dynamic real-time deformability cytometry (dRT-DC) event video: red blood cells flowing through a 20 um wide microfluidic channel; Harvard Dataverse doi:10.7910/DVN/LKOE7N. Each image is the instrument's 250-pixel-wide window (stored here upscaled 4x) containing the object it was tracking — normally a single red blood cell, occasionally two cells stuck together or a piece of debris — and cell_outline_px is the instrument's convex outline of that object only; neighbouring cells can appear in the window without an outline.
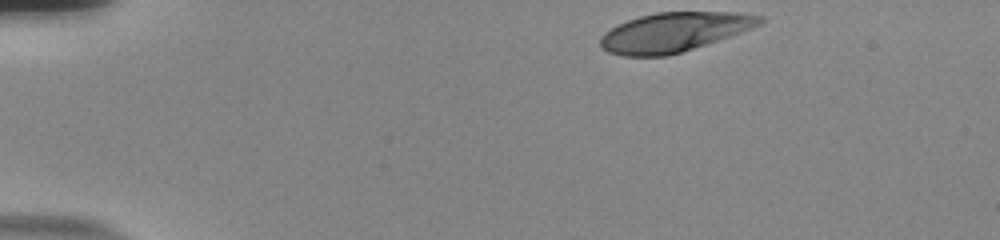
{"species": "human", "species_latin": "Homo sapiens", "temperature_condition": "room temperature", "stored_images_in_passage": 39, "camera_frame_rate_fps": 3000, "um_per_image_px": 0.085, "donor": {"sex": "male"}, "frame": {"image": 1, "passage_image": 1, "time_ms": 0.0, "image_size_px": [1000, 240], "cell_outline_px": [[764, 24], [668, 56], [624, 56], [608, 52], [600, 48], [600, 36], [604, 32], [616, 24], [640, 16], [656, 12], [740, 12], [764, 16]], "centroid_in_image_um": [57.27, 2.72], "position_along_channel_um": 27.7, "area_um2": 36.47}}
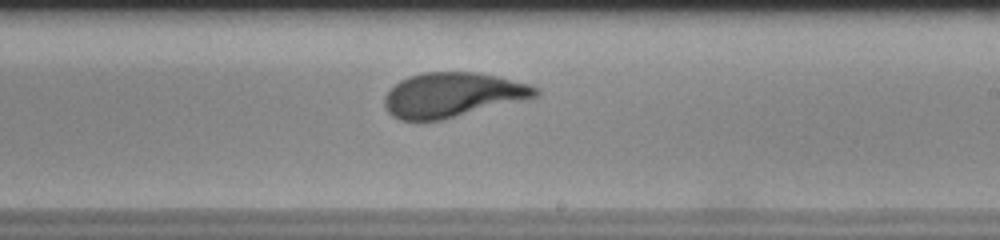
{"frame": {"image": 2, "passage_image": 26, "time_ms": 8.333, "image_size_px": [1000, 240], "cell_outline_px": [[540, 96], [440, 120], [400, 120], [392, 116], [384, 108], [384, 96], [400, 80], [408, 76], [424, 72], [476, 72], [496, 76], [532, 84], [540, 88]], "centroid_in_image_um": [38.48, 8.06], "position_along_channel_um": 250.5, "area_um2": 39.25}}
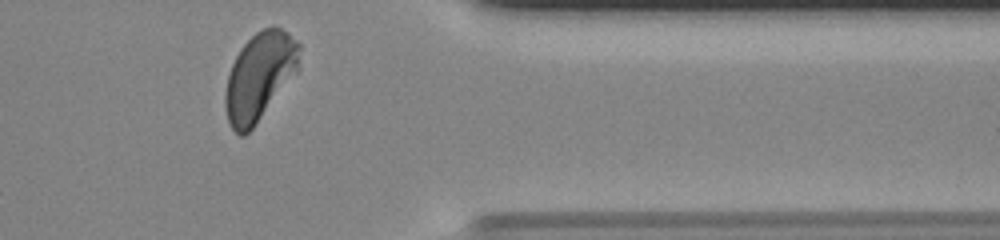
{"frame": {"image": 3, "passage_image": 38, "time_ms": 12.333, "image_size_px": [1000, 240], "cell_outline_px": [[300, 68], [256, 124], [244, 136], [240, 136], [232, 128], [228, 120], [224, 104], [224, 92], [228, 76], [232, 64], [240, 48], [256, 32], [264, 28], [280, 28], [288, 32], [300, 44]], "centroid_in_image_um": [22.07, 6.5], "position_along_channel_um": 389.3, "area_um2": 37.86}, "authors_computed_cell_mechanics": {"area_um2": 38.8994, "velocity_mm_per_s": 3.732, "shape_relaxation_time_tau1_ms": 3.9861, "shape_relaxation_time_tau2_ms": null, "deformation_change_tau1": 0.1896, "deformation_change_tau2": null}}